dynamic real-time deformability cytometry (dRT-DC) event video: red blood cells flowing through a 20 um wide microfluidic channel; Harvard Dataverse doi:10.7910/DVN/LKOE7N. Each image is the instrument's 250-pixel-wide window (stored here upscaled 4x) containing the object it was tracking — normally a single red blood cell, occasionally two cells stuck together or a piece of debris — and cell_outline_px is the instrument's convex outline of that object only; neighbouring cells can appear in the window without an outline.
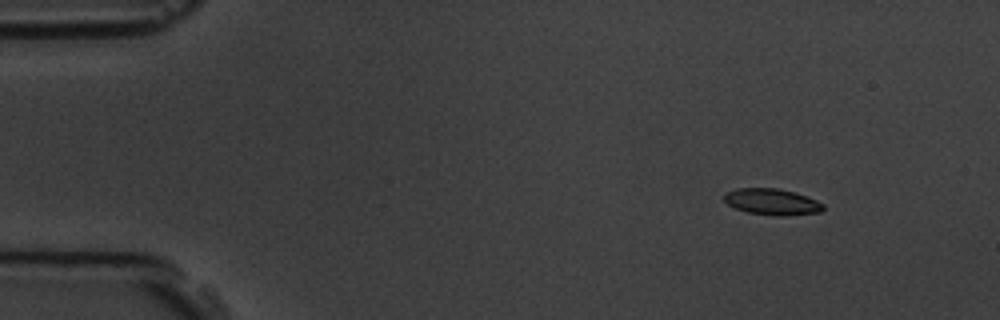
{"species": "common noctule bat (a hibernating species)", "species_latin": "Nyctalus noctula", "temperature_condition": "room temperature", "stored_images_in_passage": 5, "camera_frame_rate_fps": 3000, "um_per_image_px": 0.085, "animal": {"sex": "male", "body_mass_g": 19.5, "forearm_length_mm": 54.6}, "frame": {"image": 1, "passage_image": 2, "time_ms": 1.0, "image_size_px": [1000, 320], "cell_outline_px": [[824, 208], [820, 212], [780, 216], [776, 216], [748, 212], [736, 208], [728, 204], [724, 200], [724, 192], [736, 188], [776, 188], [796, 192], [816, 200], [824, 204]], "centroid_in_image_um": [65.61, 17.14], "position_along_channel_um": 19.4, "area_um2": 15.14}}
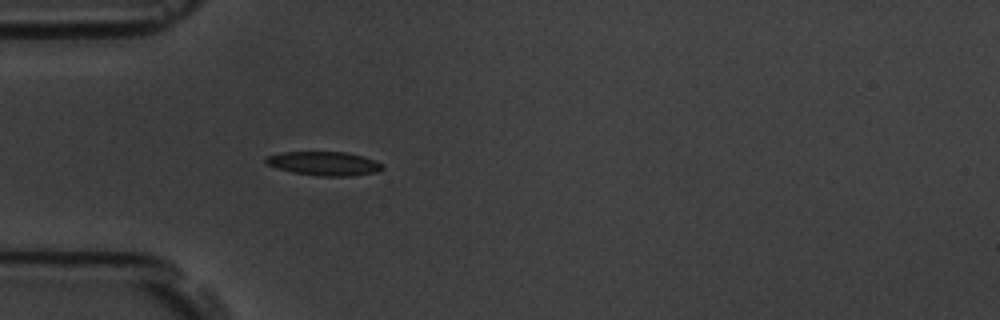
{"frame": {"image": 2, "passage_image": 5, "time_ms": 4.333, "image_size_px": [1000, 320], "cell_outline_px": [[384, 168], [376, 172], [352, 176], [320, 176], [292, 172], [276, 168], [268, 164], [264, 160], [264, 156], [280, 152], [344, 152], [364, 156], [376, 160], [384, 164]], "centroid_in_image_um": [27.55, 13.89], "position_along_channel_um": 57.4, "area_um2": 16.42}}